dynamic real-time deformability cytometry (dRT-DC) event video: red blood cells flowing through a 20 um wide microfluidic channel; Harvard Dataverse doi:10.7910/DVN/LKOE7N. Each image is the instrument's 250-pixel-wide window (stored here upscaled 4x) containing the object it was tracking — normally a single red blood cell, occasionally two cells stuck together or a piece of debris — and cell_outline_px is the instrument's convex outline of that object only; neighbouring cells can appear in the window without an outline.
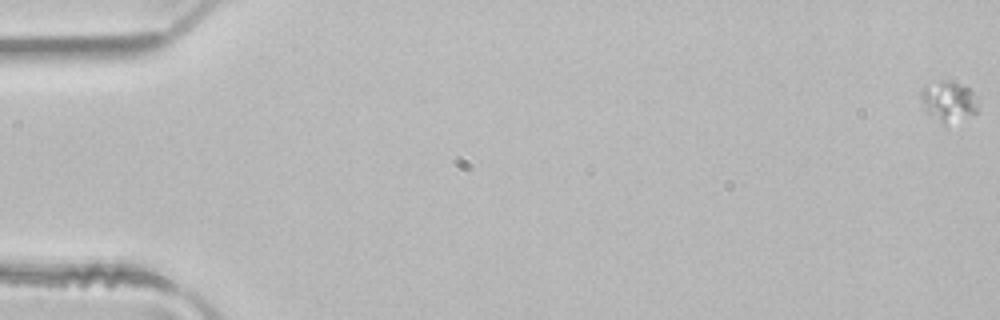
{"species": "common noctule bat (a hibernating species)", "species_latin": "Nyctalus noctula", "temperature_condition": "room temperature", "stored_images_in_passage": 51, "camera_frame_rate_fps": 3000, "um_per_image_px": 0.085, "animal": {"sex": "male", "body_mass_g": 21.5, "forearm_length_mm": 52.0}, "frame": {"image": 1, "passage_image": 1, "time_ms": 0.0, "image_size_px": [1000, 320], "cell_outline_px": [[980, 108], [976, 112], [944, 124], [928, 112], [924, 108], [920, 96], [920, 88], [940, 80], [944, 80], [968, 88], [972, 92]], "centroid_in_image_um": [80.6, 8.58], "position_along_channel_um": 4.4, "area_um2": 12.83}}
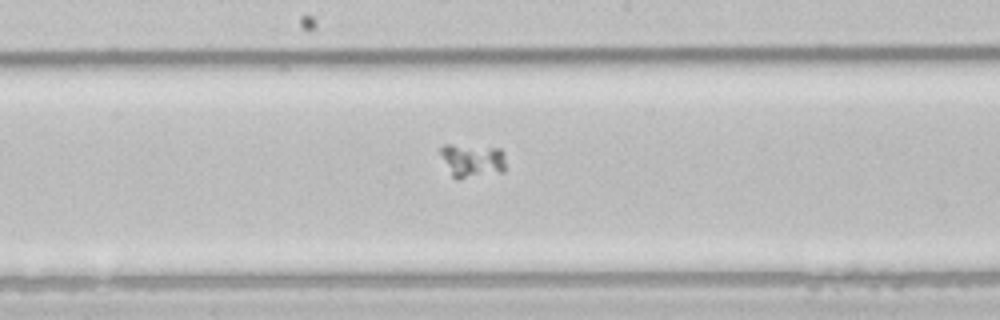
{"frame": {"image": 2, "passage_image": 28, "time_ms": 9.0, "image_size_px": [1000, 320], "cell_outline_px": [[504, 172], [460, 180], [456, 180], [452, 176], [440, 152], [440, 148], [444, 144], [452, 144], [500, 148], [504, 152]], "centroid_in_image_um": [40.16, 13.66], "position_along_channel_um": 208.0, "area_um2": 13.01}}
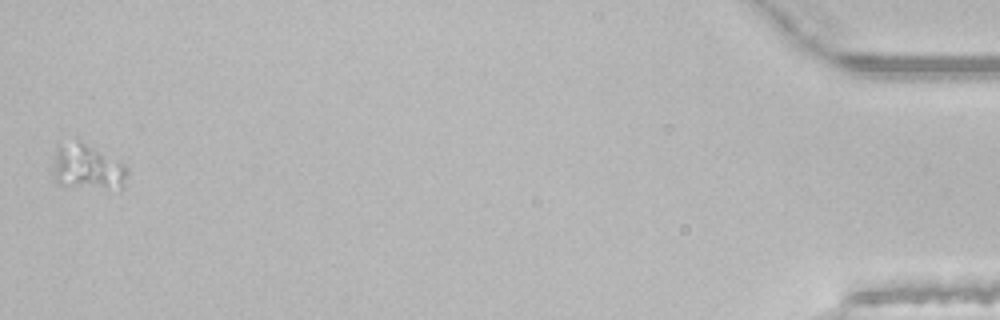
{"frame": {"image": 3, "passage_image": 51, "time_ms": 16.667, "image_size_px": [1000, 320], "cell_outline_px": [[128, 172], [124, 188], [104, 188], [60, 184], [56, 180], [56, 140], [76, 136], [124, 164], [128, 168]], "centroid_in_image_um": [7.44, 14.08], "position_along_channel_um": 427.8, "area_um2": 20.0}}